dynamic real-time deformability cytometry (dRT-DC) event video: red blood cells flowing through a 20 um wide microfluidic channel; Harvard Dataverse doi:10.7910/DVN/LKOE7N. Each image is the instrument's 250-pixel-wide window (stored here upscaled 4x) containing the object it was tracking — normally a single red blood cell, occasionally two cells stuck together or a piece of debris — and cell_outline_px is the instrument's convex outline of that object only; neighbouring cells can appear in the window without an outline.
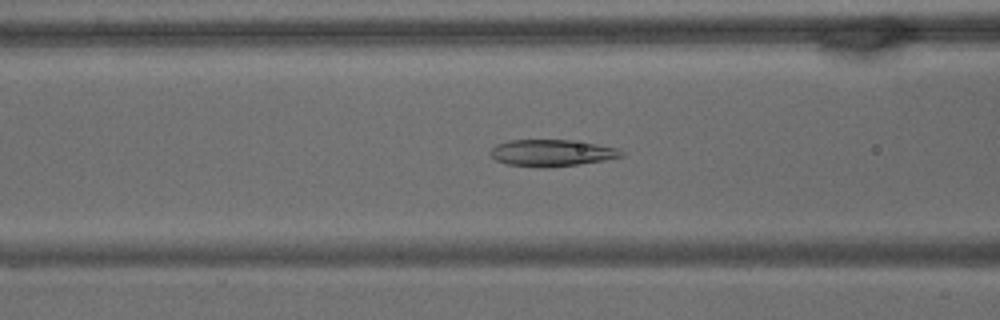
{"species": "common noctule bat (a hibernating species)", "species_latin": "Nyctalus noctula", "temperature_condition": "warm", "stored_images_in_passage": 42, "camera_frame_rate_fps": 3000, "um_per_image_px": 0.085, "animal": {"sex": "male", "body_mass_g": 15.6}, "frame": {"image": 1, "passage_image": 17, "time_ms": 5.333, "image_size_px": [1000, 320], "cell_outline_px": [[624, 156], [604, 160], [576, 164], [544, 168], [508, 164], [496, 160], [488, 152], [496, 144], [508, 140], [572, 140], [596, 144], [616, 148], [624, 152]], "centroid_in_image_um": [46.87, 12.99], "position_along_channel_um": 119.7, "area_um2": 20.23}}
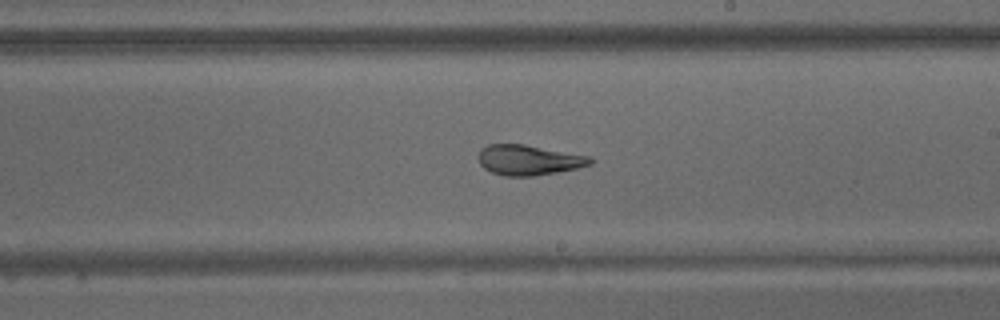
{"frame": {"image": 2, "passage_image": 29, "time_ms": 9.333, "image_size_px": [1000, 320], "cell_outline_px": [[596, 160], [592, 164], [576, 168], [556, 172], [532, 176], [504, 176], [492, 172], [484, 168], [480, 164], [476, 156], [480, 148], [488, 144], [524, 144], [592, 156]], "centroid_in_image_um": [44.94, 13.59], "position_along_channel_um": 244.1, "area_um2": 20.0}}
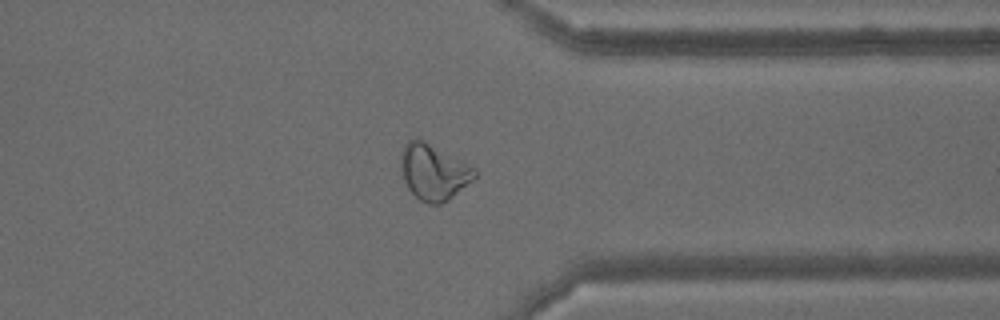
{"frame": {"image": 3, "passage_image": 42, "time_ms": 13.667, "image_size_px": [1000, 320], "cell_outline_px": [[476, 176], [472, 180], [448, 200], [440, 204], [428, 204], [420, 200], [408, 188], [400, 172], [400, 152], [404, 144], [408, 140], [424, 140], [476, 168]], "centroid_in_image_um": [36.82, 14.61], "position_along_channel_um": 374.6, "area_um2": 23.93}, "authors_computed_cell_mechanics": {"area_um2": 20.23, "velocity_mm_per_s": 3.1106, "shape_relaxation_time_tau1_ms": null, "shape_relaxation_time_tau2_ms": 1.5562, "deformation_change_tau1": null, "deformation_change_tau2": 0.0876}}